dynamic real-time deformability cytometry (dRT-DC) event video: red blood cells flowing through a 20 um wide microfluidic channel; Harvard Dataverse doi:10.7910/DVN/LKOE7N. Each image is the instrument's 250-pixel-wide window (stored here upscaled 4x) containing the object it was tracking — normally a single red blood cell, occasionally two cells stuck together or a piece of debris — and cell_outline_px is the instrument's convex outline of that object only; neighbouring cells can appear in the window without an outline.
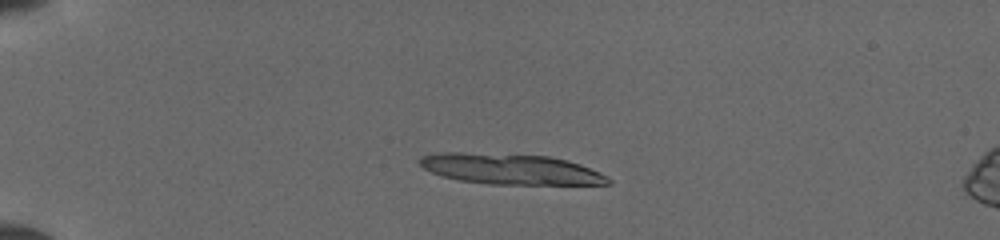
{"species": "common noctule bat (a hibernating species)", "species_latin": "Nyctalus noctula", "temperature_condition": "cold", "stored_images_in_passage": 31, "camera_frame_rate_fps": 3000, "um_per_image_px": 0.085, "animal": {"sex": "female", "body_mass_g": 19.5, "forearm_length_mm": 54.1}, "frame": {"image": 1, "passage_image": 21, "time_ms": 3.667, "image_size_px": [1000, 240], "cell_outline_px": [[612, 184], [488, 184], [460, 180], [444, 176], [432, 172], [424, 168], [420, 164], [420, 156], [436, 152], [460, 152], [548, 156], [568, 160], [580, 164], [600, 172], [608, 176], [612, 180]], "centroid_in_image_um": [43.42, 14.37], "position_along_channel_um": 41.6, "area_um2": 33.52}}